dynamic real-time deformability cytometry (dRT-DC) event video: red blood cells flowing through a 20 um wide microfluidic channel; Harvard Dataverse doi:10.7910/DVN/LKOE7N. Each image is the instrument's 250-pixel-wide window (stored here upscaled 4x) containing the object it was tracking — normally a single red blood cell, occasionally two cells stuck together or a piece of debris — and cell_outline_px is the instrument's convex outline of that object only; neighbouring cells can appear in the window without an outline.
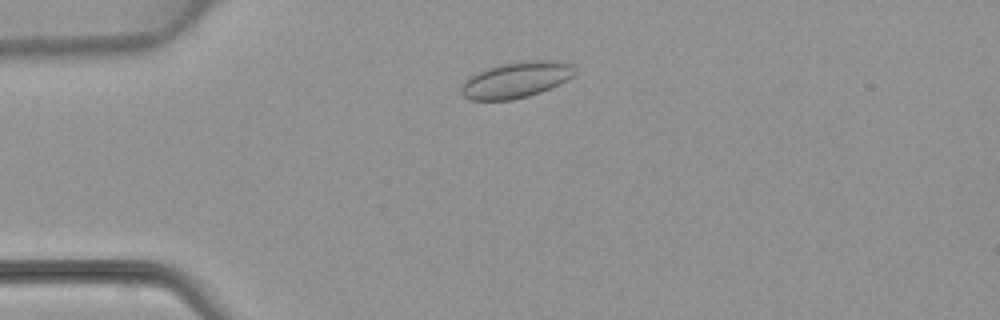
{"species": "common noctule bat (a hibernating species)", "species_latin": "Nyctalus noctula", "temperature_condition": "warm", "stored_images_in_passage": 3, "camera_frame_rate_fps": 3000, "um_per_image_px": 0.085, "animal": {"sex": "female", "body_mass_g": 22.7, "forearm_length_mm": 54.2}, "frame": {"image": 1, "passage_image": 2, "time_ms": 1.0, "image_size_px": [1000, 320], "cell_outline_px": [[576, 72], [572, 76], [560, 84], [540, 92], [528, 96], [512, 100], [468, 100], [460, 92], [460, 88], [464, 80], [488, 68], [500, 64], [524, 60], [556, 60], [572, 64], [576, 68]], "centroid_in_image_um": [43.89, 6.78], "position_along_channel_um": 41.1, "area_um2": 23.93}}